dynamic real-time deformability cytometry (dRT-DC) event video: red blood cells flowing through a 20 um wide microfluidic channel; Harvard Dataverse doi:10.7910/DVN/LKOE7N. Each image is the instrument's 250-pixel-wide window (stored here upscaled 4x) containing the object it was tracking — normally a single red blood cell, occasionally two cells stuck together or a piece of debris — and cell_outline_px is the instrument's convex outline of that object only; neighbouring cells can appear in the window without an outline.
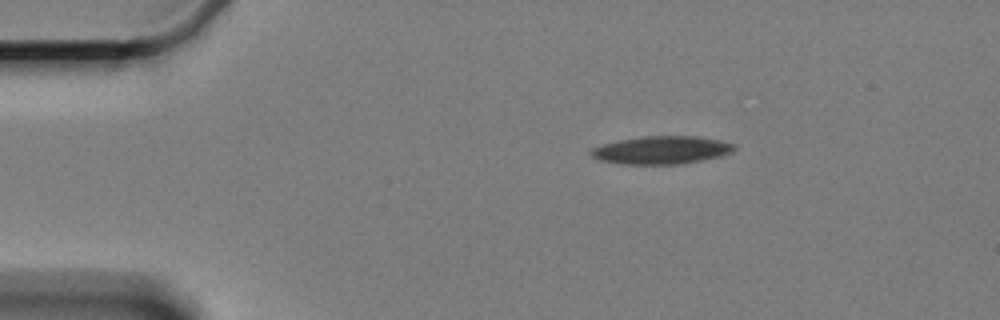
{"species": "Egyptian fruit bat (a non-hibernating species)", "species_latin": "Rousettus aegyptiacus", "temperature_condition": "cold", "stored_images_in_passage": 3, "camera_frame_rate_fps": 3000, "um_per_image_px": 0.085, "animal": {"sex": "female"}, "frame": {"image": 1, "passage_image": 1, "time_ms": 0.0, "image_size_px": [1000, 320], "cell_outline_px": [[736, 148], [732, 152], [720, 156], [704, 160], [680, 164], [620, 164], [596, 160], [588, 152], [592, 148], [604, 144], [620, 140], [644, 136], [696, 136], [720, 140], [736, 144]], "centroid_in_image_um": [56.23, 12.76], "position_along_channel_um": 28.8, "area_um2": 23.47}}